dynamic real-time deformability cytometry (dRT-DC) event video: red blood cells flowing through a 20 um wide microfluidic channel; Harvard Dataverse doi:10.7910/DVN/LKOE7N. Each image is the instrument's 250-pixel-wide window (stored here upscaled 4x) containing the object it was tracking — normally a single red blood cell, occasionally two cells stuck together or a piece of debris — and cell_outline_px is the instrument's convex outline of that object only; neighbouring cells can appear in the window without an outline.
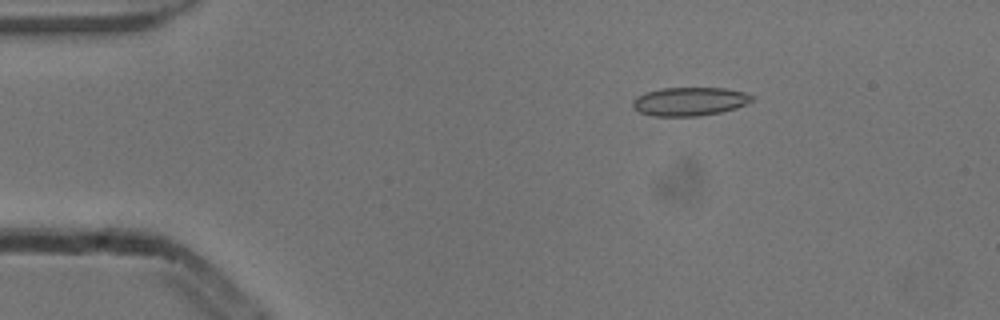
{"species": "common noctule bat (a hibernating species)", "species_latin": "Nyctalus noctula", "temperature_condition": "cold", "stored_images_in_passage": 3, "camera_frame_rate_fps": 3000, "um_per_image_px": 0.085, "animal": {"sex": "male", "body_mass_g": 13.3}, "frame": {"image": 1, "passage_image": 1, "time_ms": 0.0, "image_size_px": [1000, 320], "cell_outline_px": [[756, 96], [752, 100], [736, 108], [720, 112], [700, 116], [652, 116], [640, 112], [632, 108], [632, 100], [636, 96], [644, 92], [660, 88], [724, 88], [744, 92]], "centroid_in_image_um": [58.57, 8.62], "position_along_channel_um": 26.4, "area_um2": 20.0}}
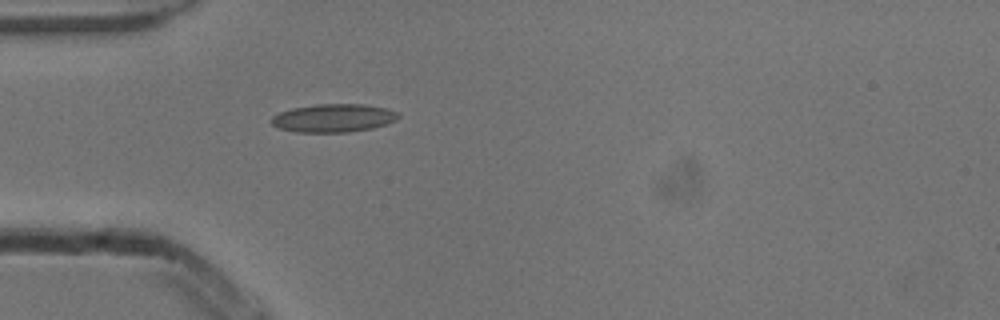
{"frame": {"image": 2, "passage_image": 3, "time_ms": 0.667, "image_size_px": [1000, 320], "cell_outline_px": [[400, 116], [396, 120], [388, 124], [372, 128], [348, 132], [296, 132], [280, 128], [272, 124], [268, 120], [272, 116], [280, 112], [292, 108], [316, 104], [364, 104], [388, 108], [396, 112]], "centroid_in_image_um": [28.35, 10.03], "position_along_channel_um": 56.7, "area_um2": 20.98}}